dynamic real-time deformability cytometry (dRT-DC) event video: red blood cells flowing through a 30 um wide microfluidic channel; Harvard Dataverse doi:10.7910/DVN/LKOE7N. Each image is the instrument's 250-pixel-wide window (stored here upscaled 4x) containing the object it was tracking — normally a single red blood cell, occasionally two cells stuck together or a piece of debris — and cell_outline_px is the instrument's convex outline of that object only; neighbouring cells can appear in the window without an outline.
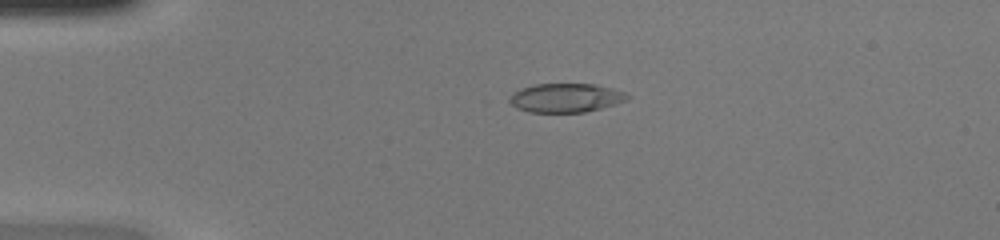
{"species": "common noctule bat (a hibernating species)", "species_latin": "Nyctalus noctula", "temperature_condition": "warm", "stored_images_in_passage": 41, "camera_frame_rate_fps": 3000, "um_per_image_px": 0.085, "animal": {"sex": "female", "body_mass_g": 20.0, "forearm_length_mm": 54.0}, "frame": {"image": 1, "passage_image": 4, "time_ms": 1.0, "image_size_px": [1000, 240], "cell_outline_px": [[632, 96], [628, 100], [616, 104], [584, 112], [528, 112], [516, 108], [508, 100], [508, 96], [512, 92], [520, 88], [532, 84], [596, 84], [612, 88], [624, 92]], "centroid_in_image_um": [48.07, 8.31], "position_along_channel_um": 36.9, "area_um2": 20.11}}
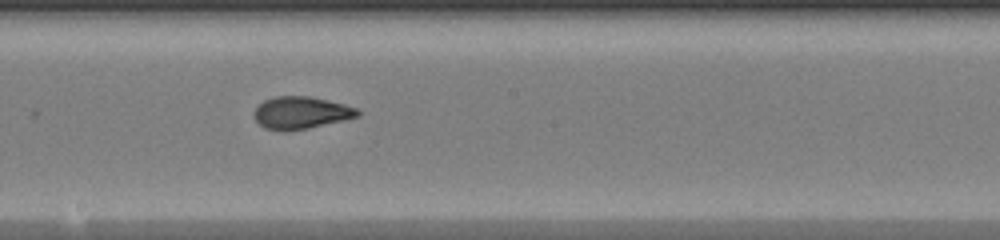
{"frame": {"image": 2, "passage_image": 20, "time_ms": 6.333, "image_size_px": [1000, 240], "cell_outline_px": [[360, 116], [344, 120], [308, 128], [284, 132], [264, 128], [252, 116], [252, 112], [264, 100], [276, 96], [308, 96], [344, 104], [356, 108], [360, 112]], "centroid_in_image_um": [25.55, 9.59], "position_along_channel_um": 222.6, "area_um2": 19.54}}
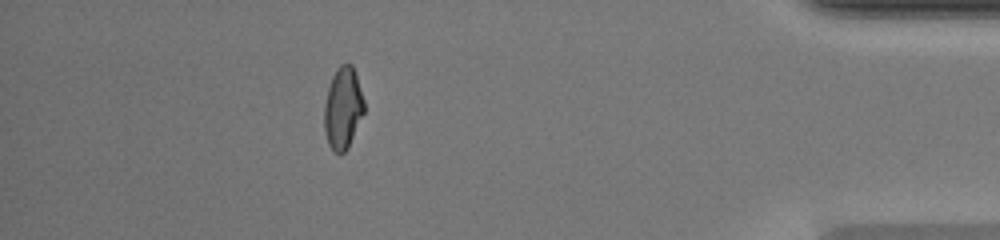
{"frame": {"image": 3, "passage_image": 36, "time_ms": 11.667, "image_size_px": [1000, 240], "cell_outline_px": [[364, 112], [348, 148], [340, 156], [328, 144], [324, 132], [324, 104], [328, 88], [332, 76], [336, 68], [340, 64], [352, 64], [356, 72], [364, 100]], "centroid_in_image_um": [29.14, 9.18], "position_along_channel_um": 406.1, "area_um2": 19.19}, "authors_computed_cell_mechanics": {"area_um2": 19.4786, "velocity_mm_per_s": 4.2976, "shape_relaxation_time_tau1_ms": 10.5295, "shape_relaxation_time_tau2_ms": 0.765, "deformation_change_tau1": 0.3298, "deformation_change_tau2": 0.0502}}